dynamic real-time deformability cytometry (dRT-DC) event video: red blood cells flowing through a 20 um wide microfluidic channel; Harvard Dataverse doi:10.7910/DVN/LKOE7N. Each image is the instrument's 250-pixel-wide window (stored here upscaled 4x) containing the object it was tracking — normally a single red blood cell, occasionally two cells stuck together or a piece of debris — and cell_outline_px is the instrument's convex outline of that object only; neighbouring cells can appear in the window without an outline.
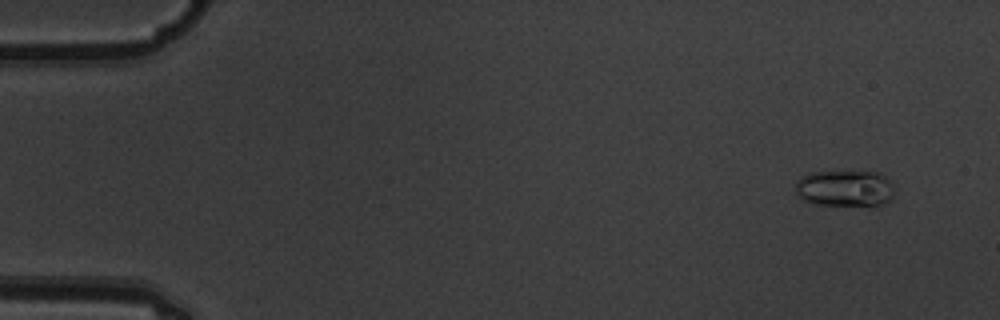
{"species": "common noctule bat (a hibernating species)", "species_latin": "Nyctalus noctula", "temperature_condition": "warm", "stored_images_in_passage": 5, "camera_frame_rate_fps": 3000, "um_per_image_px": 0.085, "animal": {"sex": "male", "body_mass_g": 19.5, "forearm_length_mm": 54.6}, "frame": {"image": 1, "passage_image": 2, "time_ms": 0.333, "image_size_px": [1000, 320], "cell_outline_px": [[896, 188], [892, 200], [876, 208], [812, 204], [804, 200], [796, 192], [796, 180], [808, 172], [880, 172]], "centroid_in_image_um": [71.89, 16.06], "position_along_channel_um": 13.1, "area_um2": 21.91}}